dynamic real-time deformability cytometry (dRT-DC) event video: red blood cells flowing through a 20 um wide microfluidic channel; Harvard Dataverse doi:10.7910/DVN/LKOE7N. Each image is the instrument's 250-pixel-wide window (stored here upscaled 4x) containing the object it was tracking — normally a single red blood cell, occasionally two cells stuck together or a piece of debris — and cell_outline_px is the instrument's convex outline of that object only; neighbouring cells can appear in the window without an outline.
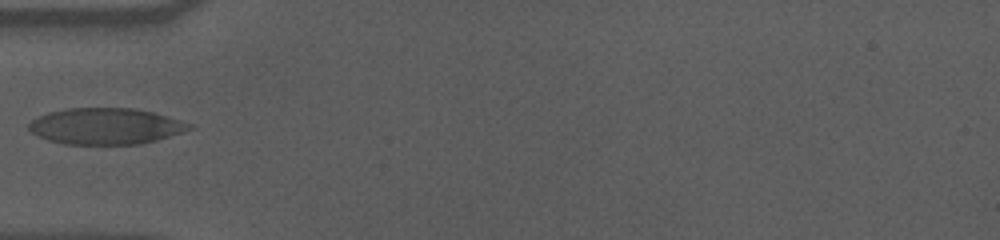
{"species": "human", "species_latin": "Homo sapiens", "temperature_condition": "cold", "stored_images_in_passage": 39, "camera_frame_rate_fps": 3000, "um_per_image_px": 0.085, "donor": {"sex": "male"}, "frame": {"image": 1, "passage_image": 1, "time_ms": 0.0, "image_size_px": [1000, 240], "cell_outline_px": [[196, 128], [184, 132], [156, 140], [140, 144], [64, 144], [48, 140], [36, 136], [28, 128], [28, 124], [32, 120], [48, 112], [68, 108], [136, 108], [152, 112], [180, 120], [192, 124]], "centroid_in_image_um": [8.99, 10.73], "position_along_channel_um": 76.0, "area_um2": 33.99}}
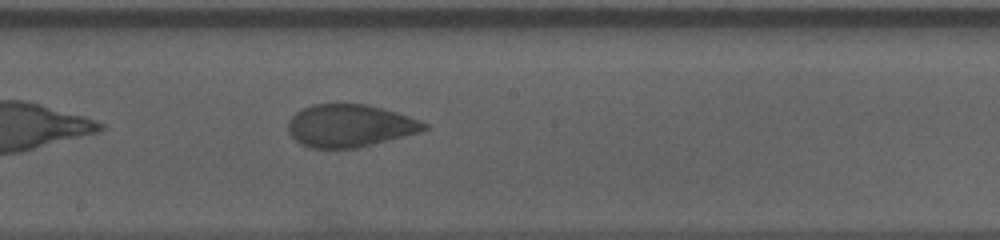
{"frame": {"image": 2, "passage_image": 13, "time_ms": 4.0, "image_size_px": [1000, 240], "cell_outline_px": [[428, 128], [420, 132], [356, 148], [308, 148], [300, 144], [288, 132], [288, 120], [296, 112], [312, 104], [364, 104], [396, 112], [420, 120], [428, 124]], "centroid_in_image_um": [29.71, 10.69], "position_along_channel_um": 218.5, "area_um2": 33.58}}
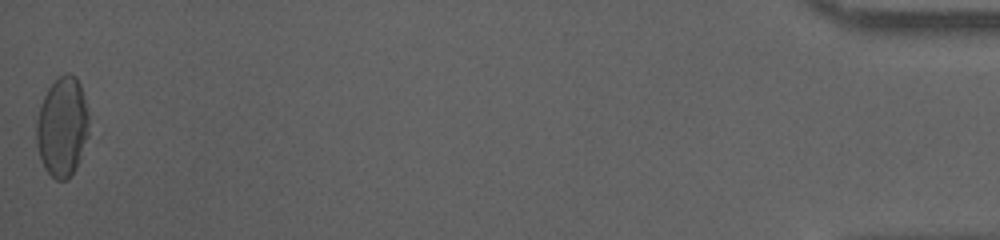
{"frame": {"image": 3, "passage_image": 39, "time_ms": 12.667, "image_size_px": [1000, 240], "cell_outline_px": [[88, 136], [76, 168], [64, 180], [56, 180], [44, 168], [36, 144], [36, 120], [40, 104], [48, 88], [60, 76], [68, 72], [76, 76], [80, 84], [88, 112]], "centroid_in_image_um": [5.28, 10.77], "position_along_channel_um": 429.9, "area_um2": 30.35}}